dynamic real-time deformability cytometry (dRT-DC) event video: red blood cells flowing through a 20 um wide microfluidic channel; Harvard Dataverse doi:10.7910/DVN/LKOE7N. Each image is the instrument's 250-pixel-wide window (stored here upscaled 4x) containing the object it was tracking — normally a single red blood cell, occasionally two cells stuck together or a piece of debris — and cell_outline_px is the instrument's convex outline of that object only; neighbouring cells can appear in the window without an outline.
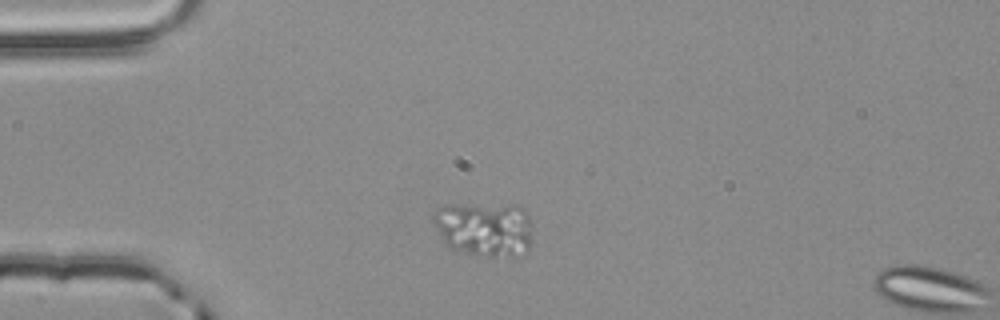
{"species": "common noctule bat (a hibernating species)", "species_latin": "Nyctalus noctula", "temperature_condition": "room temperature", "stored_images_in_passage": 2, "camera_frame_rate_fps": 3000, "um_per_image_px": 0.085, "animal": {"sex": "male", "body_mass_g": 20.4}, "frame": {"image": 1, "passage_image": 1, "time_ms": 0.0, "image_size_px": [1000, 320], "cell_outline_px": [[532, 244], [528, 252], [516, 260], [484, 256], [448, 248], [444, 244], [432, 220], [432, 212], [436, 208], [444, 204], [456, 204], [524, 208], [528, 212], [532, 224]], "centroid_in_image_um": [41.21, 19.53], "position_along_channel_um": 43.8, "area_um2": 32.54}}